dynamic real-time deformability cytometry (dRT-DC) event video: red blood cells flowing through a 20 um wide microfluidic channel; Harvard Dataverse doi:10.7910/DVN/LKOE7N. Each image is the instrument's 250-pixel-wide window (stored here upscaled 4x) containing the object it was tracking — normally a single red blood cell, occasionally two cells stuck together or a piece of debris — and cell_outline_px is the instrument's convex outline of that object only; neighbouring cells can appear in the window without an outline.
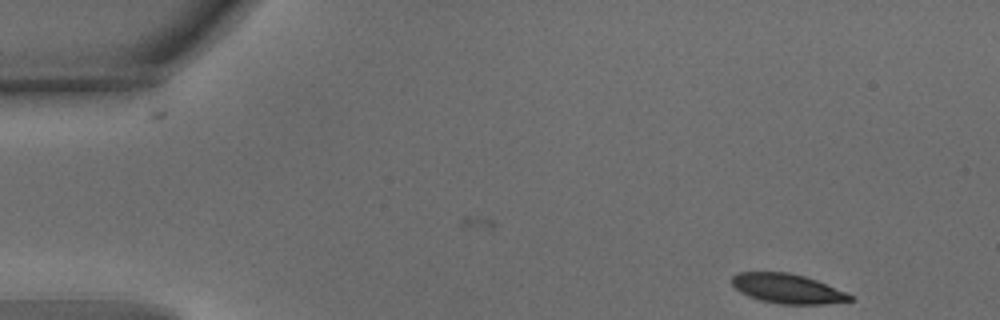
{"species": "common noctule bat (a hibernating species)", "species_latin": "Nyctalus noctula", "temperature_condition": "warm", "stored_images_in_passage": 42, "camera_frame_rate_fps": 3000, "um_per_image_px": 0.085, "animal": {"sex": "male", "body_mass_g": 15.6}, "frame": {"image": 1, "passage_image": 1, "time_ms": 0.0, "image_size_px": [1000, 320], "cell_outline_px": [[852, 300], [824, 304], [780, 304], [748, 296], [740, 292], [732, 284], [732, 276], [736, 272], [788, 272], [804, 276], [816, 280], [844, 292], [852, 296]], "centroid_in_image_um": [66.89, 24.52], "position_along_channel_um": 18.1, "area_um2": 20.0}}
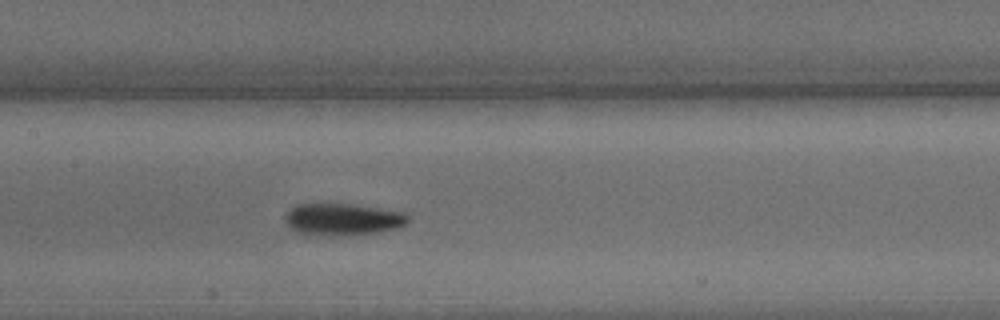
{"frame": {"image": 2, "passage_image": 22, "time_ms": 7.0, "image_size_px": [1000, 320], "cell_outline_px": [[408, 220], [400, 228], [376, 232], [340, 236], [316, 236], [296, 232], [284, 220], [284, 216], [288, 208], [296, 204], [356, 204], [404, 212], [408, 216]], "centroid_in_image_um": [29.09, 18.65], "position_along_channel_um": 178.3, "area_um2": 23.24}}
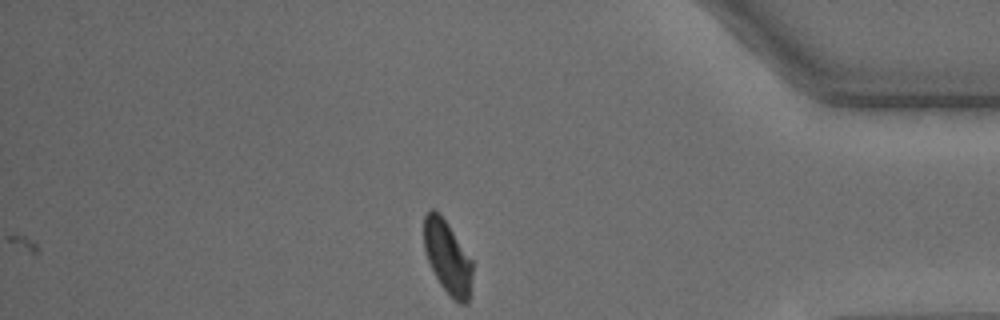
{"frame": {"image": 3, "passage_image": 42, "time_ms": 13.667, "image_size_px": [1000, 320], "cell_outline_px": [[472, 292], [468, 304], [460, 304], [440, 284], [428, 260], [424, 248], [424, 216], [432, 208], [440, 212], [472, 260]], "centroid_in_image_um": [38.06, 21.87], "position_along_channel_um": 397.1, "area_um2": 20.63}, "authors_computed_cell_mechanics": {"area_um2": 21.9929, "velocity_mm_per_s": 3.7348, "shape_relaxation_time_tau1_ms": 3.6124, "shape_relaxation_time_tau2_ms": 3.999, "deformation_change_tau1": 0.13, "deformation_change_tau2": 0.0886}}